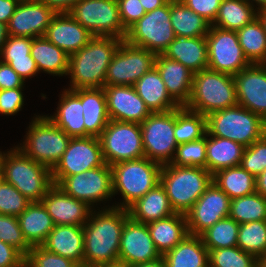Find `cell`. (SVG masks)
<instances>
[{"instance_id":"12","label":"cell","mask_w":266,"mask_h":267,"mask_svg":"<svg viewBox=\"0 0 266 267\" xmlns=\"http://www.w3.org/2000/svg\"><path fill=\"white\" fill-rule=\"evenodd\" d=\"M140 126L145 157L161 165L171 163L178 146L174 133L175 110L152 112Z\"/></svg>"},{"instance_id":"56","label":"cell","mask_w":266,"mask_h":267,"mask_svg":"<svg viewBox=\"0 0 266 267\" xmlns=\"http://www.w3.org/2000/svg\"><path fill=\"white\" fill-rule=\"evenodd\" d=\"M21 0H0V22L7 24Z\"/></svg>"},{"instance_id":"39","label":"cell","mask_w":266,"mask_h":267,"mask_svg":"<svg viewBox=\"0 0 266 267\" xmlns=\"http://www.w3.org/2000/svg\"><path fill=\"white\" fill-rule=\"evenodd\" d=\"M257 17L254 5L246 0H222L216 19L211 26L238 31Z\"/></svg>"},{"instance_id":"6","label":"cell","mask_w":266,"mask_h":267,"mask_svg":"<svg viewBox=\"0 0 266 267\" xmlns=\"http://www.w3.org/2000/svg\"><path fill=\"white\" fill-rule=\"evenodd\" d=\"M207 133L250 146L266 134V121L239 104L206 116Z\"/></svg>"},{"instance_id":"60","label":"cell","mask_w":266,"mask_h":267,"mask_svg":"<svg viewBox=\"0 0 266 267\" xmlns=\"http://www.w3.org/2000/svg\"><path fill=\"white\" fill-rule=\"evenodd\" d=\"M131 267H167L166 266V262L163 258V256H161L160 258L150 261V262H146V263H141V264H137Z\"/></svg>"},{"instance_id":"27","label":"cell","mask_w":266,"mask_h":267,"mask_svg":"<svg viewBox=\"0 0 266 267\" xmlns=\"http://www.w3.org/2000/svg\"><path fill=\"white\" fill-rule=\"evenodd\" d=\"M54 116L48 117L70 137H86L81 89L65 90Z\"/></svg>"},{"instance_id":"23","label":"cell","mask_w":266,"mask_h":267,"mask_svg":"<svg viewBox=\"0 0 266 267\" xmlns=\"http://www.w3.org/2000/svg\"><path fill=\"white\" fill-rule=\"evenodd\" d=\"M44 36L69 56L87 45L94 37L68 13H56Z\"/></svg>"},{"instance_id":"51","label":"cell","mask_w":266,"mask_h":267,"mask_svg":"<svg viewBox=\"0 0 266 267\" xmlns=\"http://www.w3.org/2000/svg\"><path fill=\"white\" fill-rule=\"evenodd\" d=\"M117 2L122 25L126 31L146 14L140 0H117Z\"/></svg>"},{"instance_id":"61","label":"cell","mask_w":266,"mask_h":267,"mask_svg":"<svg viewBox=\"0 0 266 267\" xmlns=\"http://www.w3.org/2000/svg\"><path fill=\"white\" fill-rule=\"evenodd\" d=\"M8 27L7 24H4L2 22H0V54L2 52L3 49V45L6 42V39L8 38Z\"/></svg>"},{"instance_id":"26","label":"cell","mask_w":266,"mask_h":267,"mask_svg":"<svg viewBox=\"0 0 266 267\" xmlns=\"http://www.w3.org/2000/svg\"><path fill=\"white\" fill-rule=\"evenodd\" d=\"M162 55L182 63L193 73L208 69L206 37H175Z\"/></svg>"},{"instance_id":"29","label":"cell","mask_w":266,"mask_h":267,"mask_svg":"<svg viewBox=\"0 0 266 267\" xmlns=\"http://www.w3.org/2000/svg\"><path fill=\"white\" fill-rule=\"evenodd\" d=\"M147 227L155 248L161 256L189 235L186 215L181 213L150 222Z\"/></svg>"},{"instance_id":"64","label":"cell","mask_w":266,"mask_h":267,"mask_svg":"<svg viewBox=\"0 0 266 267\" xmlns=\"http://www.w3.org/2000/svg\"><path fill=\"white\" fill-rule=\"evenodd\" d=\"M258 267H266V254L259 258Z\"/></svg>"},{"instance_id":"10","label":"cell","mask_w":266,"mask_h":267,"mask_svg":"<svg viewBox=\"0 0 266 267\" xmlns=\"http://www.w3.org/2000/svg\"><path fill=\"white\" fill-rule=\"evenodd\" d=\"M68 14L93 36L125 39L117 0H79Z\"/></svg>"},{"instance_id":"43","label":"cell","mask_w":266,"mask_h":267,"mask_svg":"<svg viewBox=\"0 0 266 267\" xmlns=\"http://www.w3.org/2000/svg\"><path fill=\"white\" fill-rule=\"evenodd\" d=\"M240 224L230 217L216 222L199 236L204 246L209 250L237 246Z\"/></svg>"},{"instance_id":"44","label":"cell","mask_w":266,"mask_h":267,"mask_svg":"<svg viewBox=\"0 0 266 267\" xmlns=\"http://www.w3.org/2000/svg\"><path fill=\"white\" fill-rule=\"evenodd\" d=\"M237 246L258 259L266 254V220L240 224Z\"/></svg>"},{"instance_id":"40","label":"cell","mask_w":266,"mask_h":267,"mask_svg":"<svg viewBox=\"0 0 266 267\" xmlns=\"http://www.w3.org/2000/svg\"><path fill=\"white\" fill-rule=\"evenodd\" d=\"M238 41L251 64H262L266 59V32L256 17L237 31Z\"/></svg>"},{"instance_id":"1","label":"cell","mask_w":266,"mask_h":267,"mask_svg":"<svg viewBox=\"0 0 266 267\" xmlns=\"http://www.w3.org/2000/svg\"><path fill=\"white\" fill-rule=\"evenodd\" d=\"M92 211L83 225L84 265L117 267L120 239L125 221L129 218L128 210L109 207L97 214Z\"/></svg>"},{"instance_id":"31","label":"cell","mask_w":266,"mask_h":267,"mask_svg":"<svg viewBox=\"0 0 266 267\" xmlns=\"http://www.w3.org/2000/svg\"><path fill=\"white\" fill-rule=\"evenodd\" d=\"M17 218L23 237L31 247L42 245L55 227L42 202H31Z\"/></svg>"},{"instance_id":"8","label":"cell","mask_w":266,"mask_h":267,"mask_svg":"<svg viewBox=\"0 0 266 267\" xmlns=\"http://www.w3.org/2000/svg\"><path fill=\"white\" fill-rule=\"evenodd\" d=\"M29 126L25 144L18 147L26 156L51 170L66 151L71 137L48 116H38Z\"/></svg>"},{"instance_id":"38","label":"cell","mask_w":266,"mask_h":267,"mask_svg":"<svg viewBox=\"0 0 266 267\" xmlns=\"http://www.w3.org/2000/svg\"><path fill=\"white\" fill-rule=\"evenodd\" d=\"M214 182L230 199L256 192L255 177L241 166L224 168L212 175Z\"/></svg>"},{"instance_id":"9","label":"cell","mask_w":266,"mask_h":267,"mask_svg":"<svg viewBox=\"0 0 266 267\" xmlns=\"http://www.w3.org/2000/svg\"><path fill=\"white\" fill-rule=\"evenodd\" d=\"M176 35L170 21V0L132 25L126 33L128 43L143 47L154 54H163Z\"/></svg>"},{"instance_id":"63","label":"cell","mask_w":266,"mask_h":267,"mask_svg":"<svg viewBox=\"0 0 266 267\" xmlns=\"http://www.w3.org/2000/svg\"><path fill=\"white\" fill-rule=\"evenodd\" d=\"M248 3L249 0H246ZM252 1H255L257 4H258V9L262 8V7H266V0H252Z\"/></svg>"},{"instance_id":"5","label":"cell","mask_w":266,"mask_h":267,"mask_svg":"<svg viewBox=\"0 0 266 267\" xmlns=\"http://www.w3.org/2000/svg\"><path fill=\"white\" fill-rule=\"evenodd\" d=\"M238 104L236 85L232 75L204 69L193 74V84L187 109L208 114Z\"/></svg>"},{"instance_id":"34","label":"cell","mask_w":266,"mask_h":267,"mask_svg":"<svg viewBox=\"0 0 266 267\" xmlns=\"http://www.w3.org/2000/svg\"><path fill=\"white\" fill-rule=\"evenodd\" d=\"M167 267H209V251L197 235H188L163 255Z\"/></svg>"},{"instance_id":"62","label":"cell","mask_w":266,"mask_h":267,"mask_svg":"<svg viewBox=\"0 0 266 267\" xmlns=\"http://www.w3.org/2000/svg\"><path fill=\"white\" fill-rule=\"evenodd\" d=\"M257 17L261 20L265 32H266V7H262L260 9L257 10Z\"/></svg>"},{"instance_id":"33","label":"cell","mask_w":266,"mask_h":267,"mask_svg":"<svg viewBox=\"0 0 266 267\" xmlns=\"http://www.w3.org/2000/svg\"><path fill=\"white\" fill-rule=\"evenodd\" d=\"M31 45L30 37L9 35L0 54L3 57L1 61L9 64L23 80L39 72L30 53Z\"/></svg>"},{"instance_id":"3","label":"cell","mask_w":266,"mask_h":267,"mask_svg":"<svg viewBox=\"0 0 266 267\" xmlns=\"http://www.w3.org/2000/svg\"><path fill=\"white\" fill-rule=\"evenodd\" d=\"M0 170L3 180L31 202H41L53 185L51 169L30 159L17 147L1 155Z\"/></svg>"},{"instance_id":"42","label":"cell","mask_w":266,"mask_h":267,"mask_svg":"<svg viewBox=\"0 0 266 267\" xmlns=\"http://www.w3.org/2000/svg\"><path fill=\"white\" fill-rule=\"evenodd\" d=\"M228 217L239 224L266 220V198L256 192L233 198Z\"/></svg>"},{"instance_id":"65","label":"cell","mask_w":266,"mask_h":267,"mask_svg":"<svg viewBox=\"0 0 266 267\" xmlns=\"http://www.w3.org/2000/svg\"><path fill=\"white\" fill-rule=\"evenodd\" d=\"M3 180L2 172L0 170V182Z\"/></svg>"},{"instance_id":"19","label":"cell","mask_w":266,"mask_h":267,"mask_svg":"<svg viewBox=\"0 0 266 267\" xmlns=\"http://www.w3.org/2000/svg\"><path fill=\"white\" fill-rule=\"evenodd\" d=\"M56 12L39 0H21L7 25L8 35L44 36Z\"/></svg>"},{"instance_id":"15","label":"cell","mask_w":266,"mask_h":267,"mask_svg":"<svg viewBox=\"0 0 266 267\" xmlns=\"http://www.w3.org/2000/svg\"><path fill=\"white\" fill-rule=\"evenodd\" d=\"M206 40L208 69L234 76L251 65L239 44L236 31L211 26Z\"/></svg>"},{"instance_id":"25","label":"cell","mask_w":266,"mask_h":267,"mask_svg":"<svg viewBox=\"0 0 266 267\" xmlns=\"http://www.w3.org/2000/svg\"><path fill=\"white\" fill-rule=\"evenodd\" d=\"M42 246L50 252L84 265L83 226L55 225Z\"/></svg>"},{"instance_id":"30","label":"cell","mask_w":266,"mask_h":267,"mask_svg":"<svg viewBox=\"0 0 266 267\" xmlns=\"http://www.w3.org/2000/svg\"><path fill=\"white\" fill-rule=\"evenodd\" d=\"M134 88L151 112H167L180 107L168 94L155 66L134 84Z\"/></svg>"},{"instance_id":"11","label":"cell","mask_w":266,"mask_h":267,"mask_svg":"<svg viewBox=\"0 0 266 267\" xmlns=\"http://www.w3.org/2000/svg\"><path fill=\"white\" fill-rule=\"evenodd\" d=\"M98 138L104 161L110 166L145 157L138 123L110 120Z\"/></svg>"},{"instance_id":"41","label":"cell","mask_w":266,"mask_h":267,"mask_svg":"<svg viewBox=\"0 0 266 267\" xmlns=\"http://www.w3.org/2000/svg\"><path fill=\"white\" fill-rule=\"evenodd\" d=\"M207 132L206 116L184 106L175 109V139L177 144L198 140Z\"/></svg>"},{"instance_id":"67","label":"cell","mask_w":266,"mask_h":267,"mask_svg":"<svg viewBox=\"0 0 266 267\" xmlns=\"http://www.w3.org/2000/svg\"><path fill=\"white\" fill-rule=\"evenodd\" d=\"M262 65L266 68V59H265V61L262 63Z\"/></svg>"},{"instance_id":"14","label":"cell","mask_w":266,"mask_h":267,"mask_svg":"<svg viewBox=\"0 0 266 267\" xmlns=\"http://www.w3.org/2000/svg\"><path fill=\"white\" fill-rule=\"evenodd\" d=\"M53 184L67 195L85 202L89 207L113 196L111 166L104 164L67 177H52ZM91 205V206H90Z\"/></svg>"},{"instance_id":"20","label":"cell","mask_w":266,"mask_h":267,"mask_svg":"<svg viewBox=\"0 0 266 267\" xmlns=\"http://www.w3.org/2000/svg\"><path fill=\"white\" fill-rule=\"evenodd\" d=\"M103 89L110 120L140 124L152 113L134 86L105 85Z\"/></svg>"},{"instance_id":"59","label":"cell","mask_w":266,"mask_h":267,"mask_svg":"<svg viewBox=\"0 0 266 267\" xmlns=\"http://www.w3.org/2000/svg\"><path fill=\"white\" fill-rule=\"evenodd\" d=\"M168 0H140L145 12H150L160 6H163Z\"/></svg>"},{"instance_id":"16","label":"cell","mask_w":266,"mask_h":267,"mask_svg":"<svg viewBox=\"0 0 266 267\" xmlns=\"http://www.w3.org/2000/svg\"><path fill=\"white\" fill-rule=\"evenodd\" d=\"M104 164L98 137H71L66 151L51 172L52 177H67Z\"/></svg>"},{"instance_id":"58","label":"cell","mask_w":266,"mask_h":267,"mask_svg":"<svg viewBox=\"0 0 266 267\" xmlns=\"http://www.w3.org/2000/svg\"><path fill=\"white\" fill-rule=\"evenodd\" d=\"M255 190L256 193L266 198V168L261 174L255 177Z\"/></svg>"},{"instance_id":"4","label":"cell","mask_w":266,"mask_h":267,"mask_svg":"<svg viewBox=\"0 0 266 267\" xmlns=\"http://www.w3.org/2000/svg\"><path fill=\"white\" fill-rule=\"evenodd\" d=\"M212 183V174L202 167L164 164L160 184L165 188L175 213L186 214Z\"/></svg>"},{"instance_id":"24","label":"cell","mask_w":266,"mask_h":267,"mask_svg":"<svg viewBox=\"0 0 266 267\" xmlns=\"http://www.w3.org/2000/svg\"><path fill=\"white\" fill-rule=\"evenodd\" d=\"M155 67L171 98L179 106H185L191 95L194 73L182 63L168 59L162 54L156 56Z\"/></svg>"},{"instance_id":"22","label":"cell","mask_w":266,"mask_h":267,"mask_svg":"<svg viewBox=\"0 0 266 267\" xmlns=\"http://www.w3.org/2000/svg\"><path fill=\"white\" fill-rule=\"evenodd\" d=\"M41 202L55 225L83 226L91 212L85 202L67 195L56 184L49 188Z\"/></svg>"},{"instance_id":"54","label":"cell","mask_w":266,"mask_h":267,"mask_svg":"<svg viewBox=\"0 0 266 267\" xmlns=\"http://www.w3.org/2000/svg\"><path fill=\"white\" fill-rule=\"evenodd\" d=\"M0 267H25V256L14 246L0 240Z\"/></svg>"},{"instance_id":"66","label":"cell","mask_w":266,"mask_h":267,"mask_svg":"<svg viewBox=\"0 0 266 267\" xmlns=\"http://www.w3.org/2000/svg\"><path fill=\"white\" fill-rule=\"evenodd\" d=\"M78 267H94V266L79 265Z\"/></svg>"},{"instance_id":"7","label":"cell","mask_w":266,"mask_h":267,"mask_svg":"<svg viewBox=\"0 0 266 267\" xmlns=\"http://www.w3.org/2000/svg\"><path fill=\"white\" fill-rule=\"evenodd\" d=\"M162 165L143 157L111 166L113 195L121 192L124 202L113 206L127 209L136 200L160 183Z\"/></svg>"},{"instance_id":"2","label":"cell","mask_w":266,"mask_h":267,"mask_svg":"<svg viewBox=\"0 0 266 267\" xmlns=\"http://www.w3.org/2000/svg\"><path fill=\"white\" fill-rule=\"evenodd\" d=\"M123 39L94 36L79 51L69 56L70 90L103 88L108 66Z\"/></svg>"},{"instance_id":"18","label":"cell","mask_w":266,"mask_h":267,"mask_svg":"<svg viewBox=\"0 0 266 267\" xmlns=\"http://www.w3.org/2000/svg\"><path fill=\"white\" fill-rule=\"evenodd\" d=\"M147 224L130 217L125 221L120 239L118 266L131 267L160 258Z\"/></svg>"},{"instance_id":"32","label":"cell","mask_w":266,"mask_h":267,"mask_svg":"<svg viewBox=\"0 0 266 267\" xmlns=\"http://www.w3.org/2000/svg\"><path fill=\"white\" fill-rule=\"evenodd\" d=\"M86 137H99L110 121L103 88L81 89Z\"/></svg>"},{"instance_id":"49","label":"cell","mask_w":266,"mask_h":267,"mask_svg":"<svg viewBox=\"0 0 266 267\" xmlns=\"http://www.w3.org/2000/svg\"><path fill=\"white\" fill-rule=\"evenodd\" d=\"M0 240L10 244L26 256L31 246L26 242L16 216L0 214Z\"/></svg>"},{"instance_id":"55","label":"cell","mask_w":266,"mask_h":267,"mask_svg":"<svg viewBox=\"0 0 266 267\" xmlns=\"http://www.w3.org/2000/svg\"><path fill=\"white\" fill-rule=\"evenodd\" d=\"M24 83V80L9 64L0 61V90L23 87Z\"/></svg>"},{"instance_id":"52","label":"cell","mask_w":266,"mask_h":267,"mask_svg":"<svg viewBox=\"0 0 266 267\" xmlns=\"http://www.w3.org/2000/svg\"><path fill=\"white\" fill-rule=\"evenodd\" d=\"M22 88L0 90V113L14 115L21 110L24 100Z\"/></svg>"},{"instance_id":"13","label":"cell","mask_w":266,"mask_h":267,"mask_svg":"<svg viewBox=\"0 0 266 267\" xmlns=\"http://www.w3.org/2000/svg\"><path fill=\"white\" fill-rule=\"evenodd\" d=\"M156 54L122 40L110 62L105 85L134 84L155 66Z\"/></svg>"},{"instance_id":"53","label":"cell","mask_w":266,"mask_h":267,"mask_svg":"<svg viewBox=\"0 0 266 267\" xmlns=\"http://www.w3.org/2000/svg\"><path fill=\"white\" fill-rule=\"evenodd\" d=\"M182 2L212 24L217 17L222 0H182Z\"/></svg>"},{"instance_id":"45","label":"cell","mask_w":266,"mask_h":267,"mask_svg":"<svg viewBox=\"0 0 266 267\" xmlns=\"http://www.w3.org/2000/svg\"><path fill=\"white\" fill-rule=\"evenodd\" d=\"M259 259L238 246L209 250V267H258Z\"/></svg>"},{"instance_id":"50","label":"cell","mask_w":266,"mask_h":267,"mask_svg":"<svg viewBox=\"0 0 266 267\" xmlns=\"http://www.w3.org/2000/svg\"><path fill=\"white\" fill-rule=\"evenodd\" d=\"M240 166L254 177L266 168V134L259 140L245 147Z\"/></svg>"},{"instance_id":"28","label":"cell","mask_w":266,"mask_h":267,"mask_svg":"<svg viewBox=\"0 0 266 267\" xmlns=\"http://www.w3.org/2000/svg\"><path fill=\"white\" fill-rule=\"evenodd\" d=\"M127 210L132 220L144 224L175 214L165 188L160 183L136 200Z\"/></svg>"},{"instance_id":"21","label":"cell","mask_w":266,"mask_h":267,"mask_svg":"<svg viewBox=\"0 0 266 267\" xmlns=\"http://www.w3.org/2000/svg\"><path fill=\"white\" fill-rule=\"evenodd\" d=\"M233 77L238 104L266 121V68L251 64Z\"/></svg>"},{"instance_id":"57","label":"cell","mask_w":266,"mask_h":267,"mask_svg":"<svg viewBox=\"0 0 266 267\" xmlns=\"http://www.w3.org/2000/svg\"><path fill=\"white\" fill-rule=\"evenodd\" d=\"M56 13H68L79 0H39Z\"/></svg>"},{"instance_id":"37","label":"cell","mask_w":266,"mask_h":267,"mask_svg":"<svg viewBox=\"0 0 266 267\" xmlns=\"http://www.w3.org/2000/svg\"><path fill=\"white\" fill-rule=\"evenodd\" d=\"M170 21L176 37H206L211 27L210 22L182 0H170Z\"/></svg>"},{"instance_id":"17","label":"cell","mask_w":266,"mask_h":267,"mask_svg":"<svg viewBox=\"0 0 266 267\" xmlns=\"http://www.w3.org/2000/svg\"><path fill=\"white\" fill-rule=\"evenodd\" d=\"M231 199L212 182L185 214L190 235L199 236L219 220L229 216Z\"/></svg>"},{"instance_id":"36","label":"cell","mask_w":266,"mask_h":267,"mask_svg":"<svg viewBox=\"0 0 266 267\" xmlns=\"http://www.w3.org/2000/svg\"><path fill=\"white\" fill-rule=\"evenodd\" d=\"M30 53L39 71L59 76L67 75L69 55L45 36L32 38Z\"/></svg>"},{"instance_id":"35","label":"cell","mask_w":266,"mask_h":267,"mask_svg":"<svg viewBox=\"0 0 266 267\" xmlns=\"http://www.w3.org/2000/svg\"><path fill=\"white\" fill-rule=\"evenodd\" d=\"M211 136L206 138L207 170L213 175L216 171L240 166L245 147L229 139Z\"/></svg>"},{"instance_id":"48","label":"cell","mask_w":266,"mask_h":267,"mask_svg":"<svg viewBox=\"0 0 266 267\" xmlns=\"http://www.w3.org/2000/svg\"><path fill=\"white\" fill-rule=\"evenodd\" d=\"M71 259L48 251L42 245L33 246L25 256V267H78Z\"/></svg>"},{"instance_id":"47","label":"cell","mask_w":266,"mask_h":267,"mask_svg":"<svg viewBox=\"0 0 266 267\" xmlns=\"http://www.w3.org/2000/svg\"><path fill=\"white\" fill-rule=\"evenodd\" d=\"M30 203L13 185L0 182V214L18 217Z\"/></svg>"},{"instance_id":"46","label":"cell","mask_w":266,"mask_h":267,"mask_svg":"<svg viewBox=\"0 0 266 267\" xmlns=\"http://www.w3.org/2000/svg\"><path fill=\"white\" fill-rule=\"evenodd\" d=\"M206 137H208L207 132L204 137L198 140L179 144L170 164L185 167H202L207 169Z\"/></svg>"}]
</instances>
